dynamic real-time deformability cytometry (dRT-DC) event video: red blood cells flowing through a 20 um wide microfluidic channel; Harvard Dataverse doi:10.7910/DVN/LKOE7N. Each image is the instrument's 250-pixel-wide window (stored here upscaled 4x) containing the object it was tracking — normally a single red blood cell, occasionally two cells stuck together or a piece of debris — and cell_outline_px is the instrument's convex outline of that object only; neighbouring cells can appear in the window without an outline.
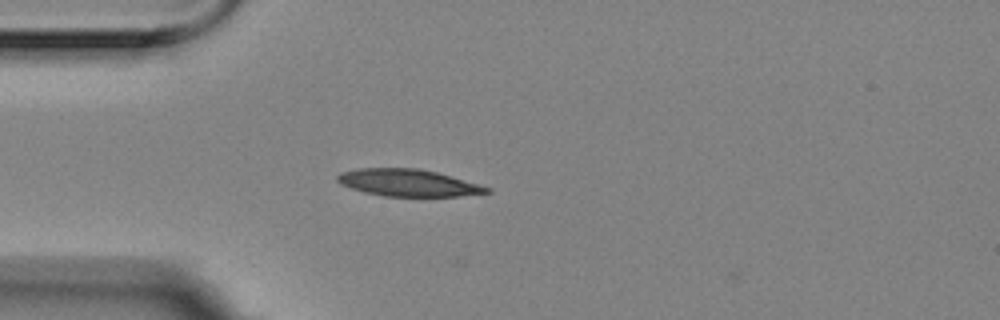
{"species": "Egyptian fruit bat (a non-hibernating species)", "species_latin": "Rousettus aegyptiacus", "temperature_condition": "room temperature", "stored_images_in_passage": 2, "camera_frame_rate_fps": 3000, "um_per_image_px": 0.085, "animal": {"sex": "female"}, "frame": {"image": 1, "passage_image": 1, "time_ms": 0.0, "image_size_px": [1000, 320], "cell_outline_px": [[492, 192], [460, 196], [384, 196], [364, 192], [340, 184], [336, 180], [336, 176], [344, 172], [356, 168], [420, 168], [452, 176], [492, 188]], "centroid_in_image_um": [34.71, 15.53], "position_along_channel_um": 50.3, "area_um2": 23.52}}